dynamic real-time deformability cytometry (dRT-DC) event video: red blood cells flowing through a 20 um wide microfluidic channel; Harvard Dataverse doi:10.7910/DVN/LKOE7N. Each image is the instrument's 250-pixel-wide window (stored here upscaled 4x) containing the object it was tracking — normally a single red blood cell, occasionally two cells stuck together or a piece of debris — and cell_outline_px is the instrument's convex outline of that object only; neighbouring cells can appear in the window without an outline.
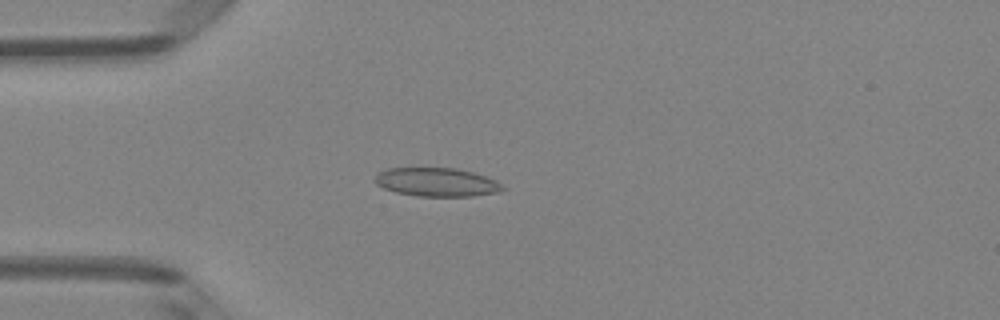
{"species": "Egyptian fruit bat (a non-hibernating species)", "species_latin": "Rousettus aegyptiacus", "temperature_condition": "room temperature", "stored_images_in_passage": 5, "camera_frame_rate_fps": 3000, "um_per_image_px": 0.085, "animal": {"sex": "female"}, "frame": {"image": 1, "passage_image": 4, "time_ms": 1.0, "image_size_px": [1000, 320], "cell_outline_px": [[508, 188], [496, 192], [472, 196], [420, 196], [396, 192], [384, 188], [376, 184], [376, 176], [380, 172], [388, 168], [456, 168], [472, 172], [496, 180]], "centroid_in_image_um": [37.15, 15.48], "position_along_channel_um": 47.8, "area_um2": 21.1}}